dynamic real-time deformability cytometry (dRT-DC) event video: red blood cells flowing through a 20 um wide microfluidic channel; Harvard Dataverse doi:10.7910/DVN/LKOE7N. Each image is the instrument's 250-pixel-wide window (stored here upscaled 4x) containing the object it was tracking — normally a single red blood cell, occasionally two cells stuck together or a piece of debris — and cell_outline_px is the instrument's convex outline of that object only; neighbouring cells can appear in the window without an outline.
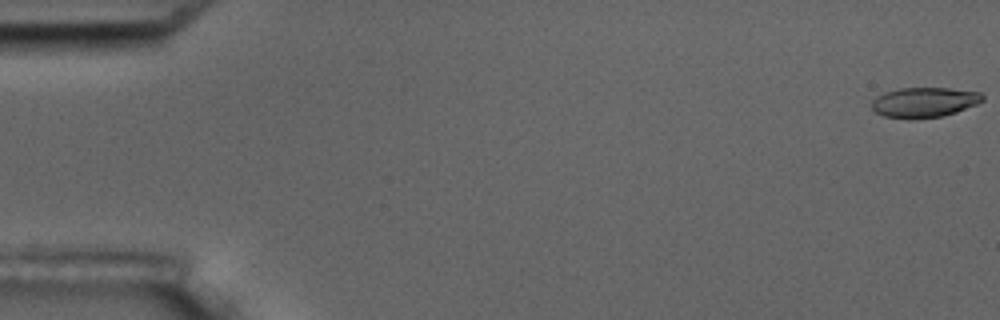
{"species": "common noctule bat (a hibernating species)", "species_latin": "Nyctalus noctula", "temperature_condition": "room temperature", "stored_images_in_passage": 5, "camera_frame_rate_fps": 3000, "um_per_image_px": 0.085, "animal": {"sex": "male", "body_mass_g": 17.5, "forearm_length_mm": 52.3}, "frame": {"image": 1, "passage_image": 1, "time_ms": 0.0, "image_size_px": [1000, 320], "cell_outline_px": [[984, 100], [976, 104], [956, 112], [940, 116], [912, 120], [908, 120], [884, 116], [876, 112], [872, 108], [872, 100], [876, 96], [884, 92], [900, 88], [948, 88], [980, 92], [984, 96]], "centroid_in_image_um": [78.53, 8.7], "position_along_channel_um": 6.5, "area_um2": 19.54}}
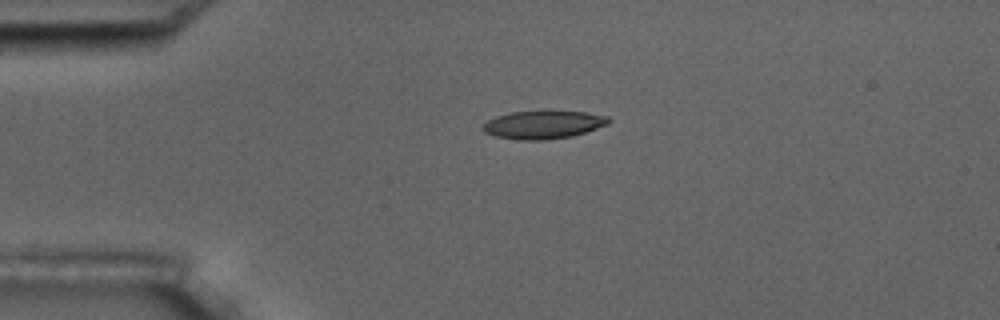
{"frame": {"image": 2, "passage_image": 4, "time_ms": 4.333, "image_size_px": [1000, 320], "cell_outline_px": [[612, 120], [608, 124], [572, 136], [544, 140], [516, 140], [496, 136], [484, 132], [480, 128], [488, 120], [496, 116], [512, 112], [584, 112], [608, 116]], "centroid_in_image_um": [46.16, 10.61], "position_along_channel_um": 38.8, "area_um2": 20.29}}